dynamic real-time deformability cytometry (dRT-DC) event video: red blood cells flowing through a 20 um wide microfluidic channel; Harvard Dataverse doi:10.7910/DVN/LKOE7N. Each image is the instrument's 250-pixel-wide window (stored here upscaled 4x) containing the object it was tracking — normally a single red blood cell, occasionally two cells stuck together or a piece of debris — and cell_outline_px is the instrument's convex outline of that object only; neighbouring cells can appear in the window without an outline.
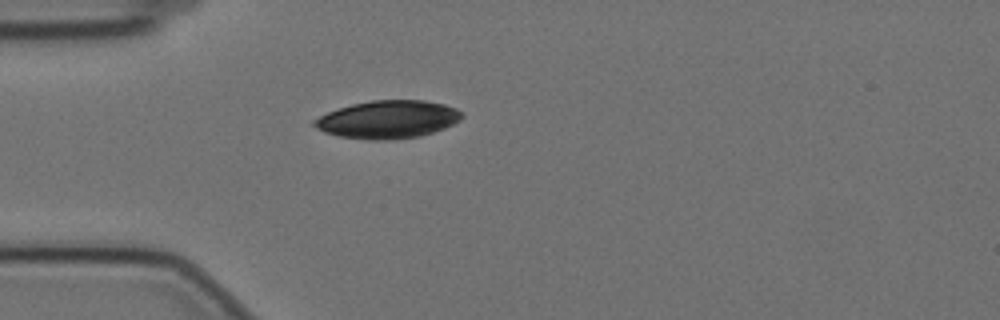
{"species": "Egyptian fruit bat (a non-hibernating species)", "species_latin": "Rousettus aegyptiacus", "temperature_condition": "cold", "stored_images_in_passage": 35, "camera_frame_rate_fps": 3000, "um_per_image_px": 0.085, "animal": {"sex": "female"}, "frame": {"image": 1, "passage_image": 1, "time_ms": 0.0, "image_size_px": [1000, 320], "cell_outline_px": [[464, 116], [460, 120], [444, 128], [420, 136], [392, 140], [368, 140], [340, 136], [324, 132], [316, 128], [312, 124], [312, 120], [328, 112], [352, 104], [372, 100], [424, 100], [444, 104], [456, 108], [464, 112]], "centroid_in_image_um": [32.98, 10.15], "position_along_channel_um": 52.0, "area_um2": 32.66}}
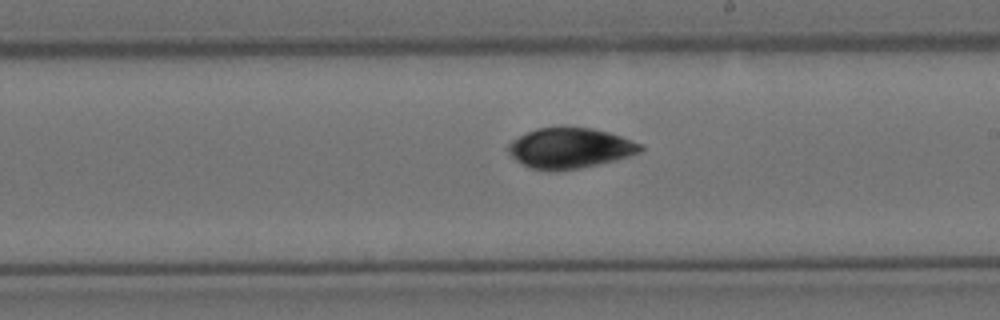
{"frame": {"image": 2, "passage_image": 18, "time_ms": 5.667, "image_size_px": [1000, 320], "cell_outline_px": [[644, 148], [640, 152], [616, 160], [600, 164], [580, 168], [556, 172], [548, 172], [532, 168], [516, 160], [508, 152], [508, 144], [512, 140], [536, 128], [564, 124], [592, 128], [608, 132], [644, 144]], "centroid_in_image_um": [48.45, 12.57], "position_along_channel_um": 240.5, "area_um2": 31.91}}
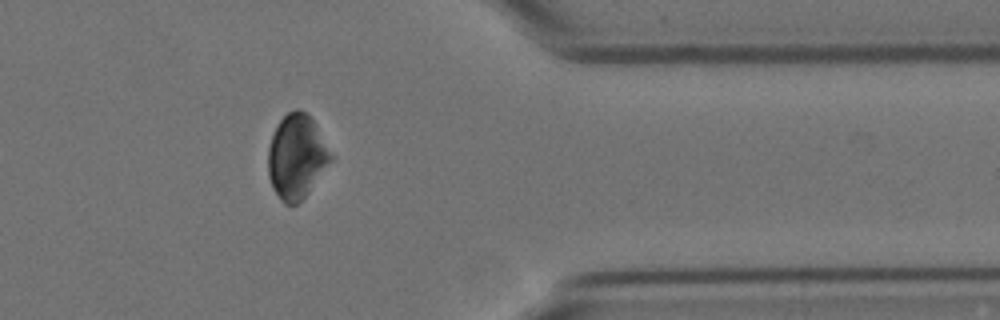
{"frame": {"image": 3, "passage_image": 32, "time_ms": 10.333, "image_size_px": [1000, 320], "cell_outline_px": [[332, 160], [308, 192], [296, 204], [284, 204], [280, 200], [272, 188], [268, 176], [268, 148], [272, 136], [280, 120], [288, 112], [296, 108], [308, 112], [316, 124], [332, 156]], "centroid_in_image_um": [25.19, 13.3], "position_along_channel_um": 386.2, "area_um2": 30.58}}